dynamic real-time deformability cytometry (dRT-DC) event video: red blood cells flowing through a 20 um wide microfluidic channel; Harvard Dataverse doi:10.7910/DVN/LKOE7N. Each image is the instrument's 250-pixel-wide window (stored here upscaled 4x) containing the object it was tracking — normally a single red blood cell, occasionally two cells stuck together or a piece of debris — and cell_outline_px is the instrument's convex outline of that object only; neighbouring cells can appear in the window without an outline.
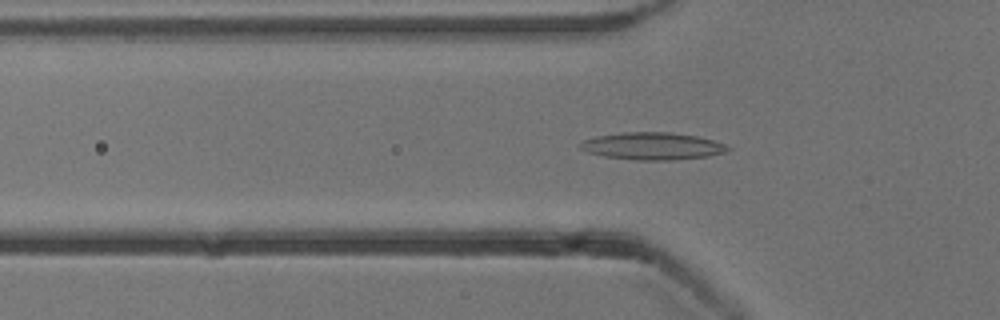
{"species": "common noctule bat (a hibernating species)", "species_latin": "Nyctalus noctula", "temperature_condition": "cold", "stored_images_in_passage": 52, "camera_frame_rate_fps": 3000, "um_per_image_px": 0.085, "animal": {"sex": "male", "body_mass_g": 13.3}, "frame": {"image": 1, "passage_image": 16, "time_ms": 5.0, "image_size_px": [1000, 320], "cell_outline_px": [[732, 148], [724, 152], [708, 156], [672, 160], [636, 160], [604, 156], [588, 152], [580, 148], [580, 144], [584, 140], [596, 136], [624, 132], [668, 132], [696, 136], [712, 140], [724, 144]], "centroid_in_image_um": [55.45, 12.42], "position_along_channel_um": 70.3, "area_um2": 23.24}}
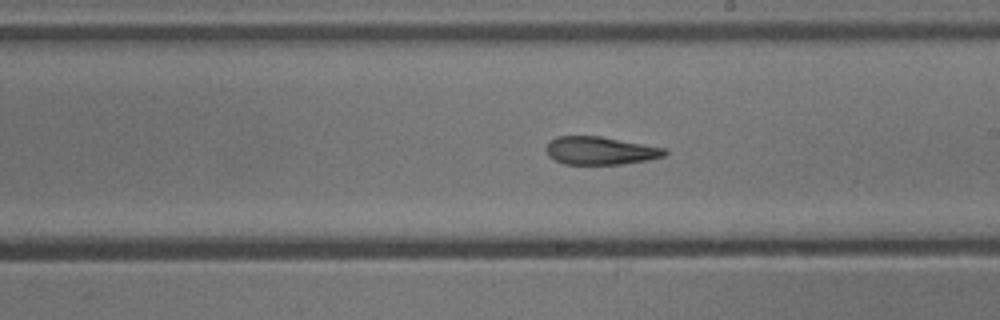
{"frame": {"image": 2, "passage_image": 29, "time_ms": 9.333, "image_size_px": [1000, 320], "cell_outline_px": [[668, 152], [664, 156], [648, 160], [624, 164], [564, 164], [548, 156], [548, 144], [556, 136], [600, 136], [668, 148]], "centroid_in_image_um": [51.09, 12.8], "position_along_channel_um": 237.9, "area_um2": 19.31}}
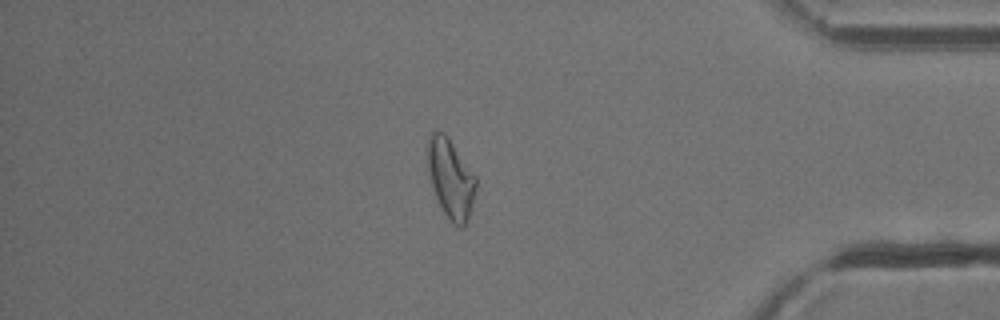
{"frame": {"image": 3, "passage_image": 44, "time_ms": 14.333, "image_size_px": [1000, 320], "cell_outline_px": [[476, 188], [468, 220], [460, 228], [444, 212], [432, 188], [428, 168], [428, 136], [432, 132], [444, 132], [448, 136], [476, 176]], "centroid_in_image_um": [38.31, 15.13], "position_along_channel_um": 396.9, "area_um2": 21.91}, "authors_computed_cell_mechanics": {"area_um2": 21.4438, "velocity_mm_per_s": 3.837, "shape_relaxation_time_tau1_ms": null, "shape_relaxation_time_tau2_ms": 4.2495, "deformation_change_tau1": null, "deformation_change_tau2": 0.1257}}